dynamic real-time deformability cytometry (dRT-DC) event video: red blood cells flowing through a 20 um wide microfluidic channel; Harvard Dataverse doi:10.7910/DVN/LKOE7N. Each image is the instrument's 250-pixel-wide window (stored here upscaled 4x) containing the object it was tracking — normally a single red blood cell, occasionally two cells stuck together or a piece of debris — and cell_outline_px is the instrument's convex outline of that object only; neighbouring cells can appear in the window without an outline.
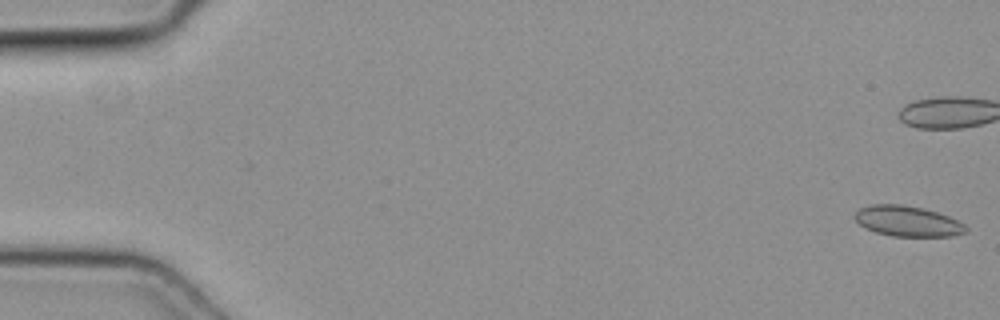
{"species": "common noctule bat (a hibernating species)", "species_latin": "Nyctalus noctula", "temperature_condition": "cold", "stored_images_in_passage": 51, "camera_frame_rate_fps": 3000, "um_per_image_px": 0.085, "animal": {"sex": "female", "body_mass_g": 19.3, "forearm_length_mm": 54.1}, "frame": {"image": 1, "passage_image": 1, "time_ms": 0.0, "image_size_px": [1000, 320], "cell_outline_px": [[968, 232], [952, 236], [892, 236], [876, 232], [864, 228], [852, 216], [860, 208], [872, 204], [900, 204], [924, 208], [948, 216], [964, 224], [968, 228]], "centroid_in_image_um": [77.14, 18.8], "position_along_channel_um": 7.9, "area_um2": 19.77}}
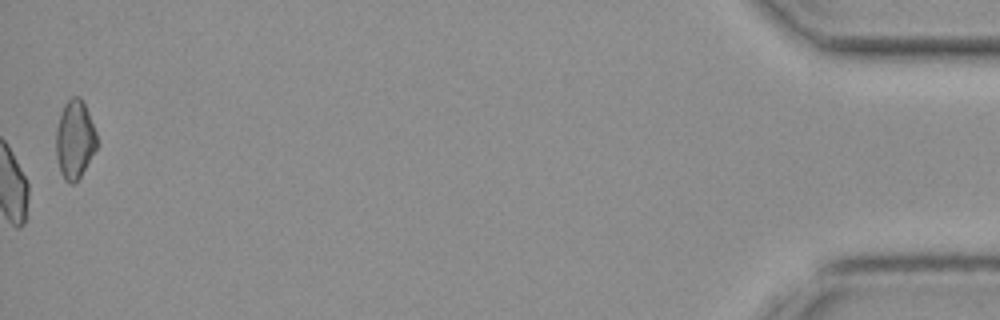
{"frame": {"image": 2, "passage_image": 51, "time_ms": 16.667, "image_size_px": [1000, 320], "cell_outline_px": [[96, 148], [80, 176], [72, 184], [64, 180], [60, 172], [56, 156], [56, 128], [64, 104], [72, 96], [80, 96], [88, 112], [96, 132]], "centroid_in_image_um": [6.33, 11.84], "position_along_channel_um": 428.9, "area_um2": 18.38}}